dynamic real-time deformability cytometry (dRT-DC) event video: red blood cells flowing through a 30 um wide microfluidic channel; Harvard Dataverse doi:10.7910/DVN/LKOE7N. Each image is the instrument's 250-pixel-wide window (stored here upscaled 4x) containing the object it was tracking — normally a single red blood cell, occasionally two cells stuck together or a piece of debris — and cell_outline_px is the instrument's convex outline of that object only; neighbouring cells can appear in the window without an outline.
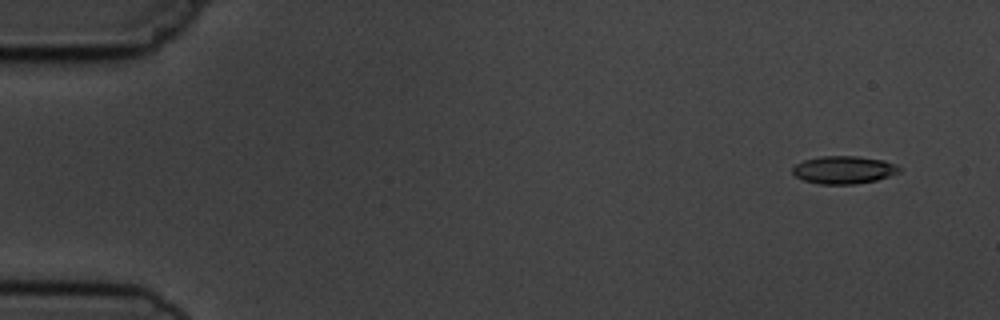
{"species": "common noctule bat (a hibernating species)", "species_latin": "Nyctalus noctula", "temperature_condition": "cold", "stored_images_in_passage": 4, "camera_frame_rate_fps": 3000, "um_per_image_px": 0.085, "animal": {"sex": "male", "body_mass_g": 19.5, "forearm_length_mm": 54.6}, "frame": {"image": 1, "passage_image": 1, "time_ms": 0.0, "image_size_px": [1000, 320], "cell_outline_px": [[904, 168], [900, 172], [876, 180], [856, 184], [820, 184], [804, 180], [796, 176], [792, 172], [792, 168], [796, 164], [804, 160], [820, 156], [860, 156], [884, 160], [896, 164]], "centroid_in_image_um": [71.76, 14.43], "position_along_channel_um": 13.2, "area_um2": 17.4}}